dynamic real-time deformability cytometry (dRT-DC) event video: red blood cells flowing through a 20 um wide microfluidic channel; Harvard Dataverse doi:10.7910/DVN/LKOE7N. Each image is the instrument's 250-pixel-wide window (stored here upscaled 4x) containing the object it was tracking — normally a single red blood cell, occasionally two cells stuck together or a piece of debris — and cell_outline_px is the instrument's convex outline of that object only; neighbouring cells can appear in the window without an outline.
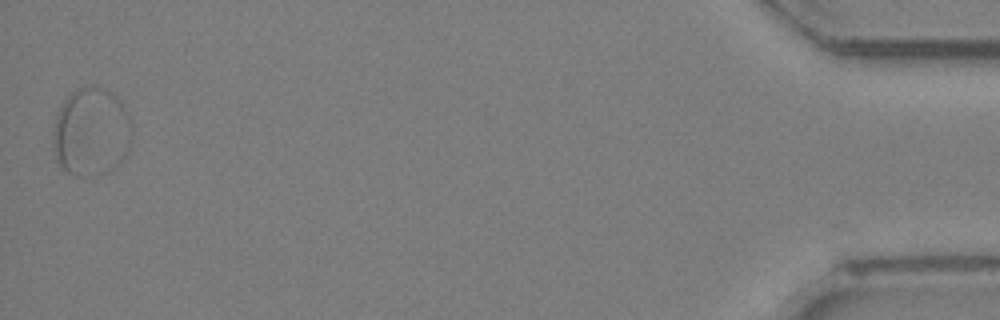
{"species": "Egyptian fruit bat (a non-hibernating species)", "species_latin": "Rousettus aegyptiacus", "temperature_condition": "room temperature", "stored_images_in_passage": 20, "segment_of_instrument_passage": [2, 2], "camera_frame_rate_fps": 3000, "um_per_image_px": 0.085, "animal": {"sex": "female"}, "frame": {"image": 1, "passage_image": 20, "time_ms": 6.333, "image_size_px": [1000, 320], "cell_outline_px": [[132, 140], [128, 152], [108, 172], [96, 176], [80, 176], [68, 172], [56, 160], [52, 148], [52, 132], [56, 116], [64, 100], [76, 88], [104, 88], [116, 96], [128, 116], [132, 128]], "centroid_in_image_um": [7.73, 11.25], "position_along_channel_um": 427.5, "area_um2": 40.52}}